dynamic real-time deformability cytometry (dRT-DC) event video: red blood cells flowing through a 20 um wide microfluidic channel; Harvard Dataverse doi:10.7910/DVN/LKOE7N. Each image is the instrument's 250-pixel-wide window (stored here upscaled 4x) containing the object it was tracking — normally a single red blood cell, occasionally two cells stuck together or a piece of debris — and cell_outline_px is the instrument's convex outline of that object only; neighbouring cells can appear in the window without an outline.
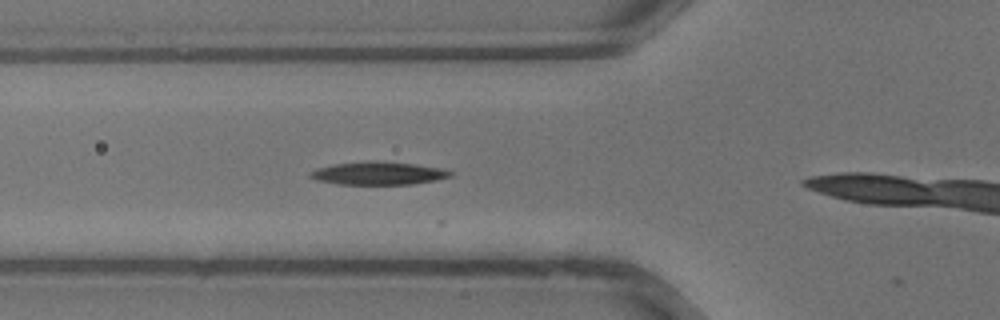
{"species": "common noctule bat (a hibernating species)", "species_latin": "Nyctalus noctula", "temperature_condition": "warm", "stored_images_in_passage": 6, "camera_frame_rate_fps": 3000, "um_per_image_px": 0.085, "animal": {"sex": "male", "body_mass_g": 13.3}, "frame": {"image": 1, "passage_image": 5, "time_ms": 1.333, "image_size_px": [1000, 320], "cell_outline_px": [[452, 176], [436, 180], [412, 184], [336, 184], [316, 180], [308, 176], [308, 172], [316, 168], [332, 164], [412, 164], [444, 168], [452, 172]], "centroid_in_image_um": [32.14, 14.78], "position_along_channel_um": 93.7, "area_um2": 17.74}}